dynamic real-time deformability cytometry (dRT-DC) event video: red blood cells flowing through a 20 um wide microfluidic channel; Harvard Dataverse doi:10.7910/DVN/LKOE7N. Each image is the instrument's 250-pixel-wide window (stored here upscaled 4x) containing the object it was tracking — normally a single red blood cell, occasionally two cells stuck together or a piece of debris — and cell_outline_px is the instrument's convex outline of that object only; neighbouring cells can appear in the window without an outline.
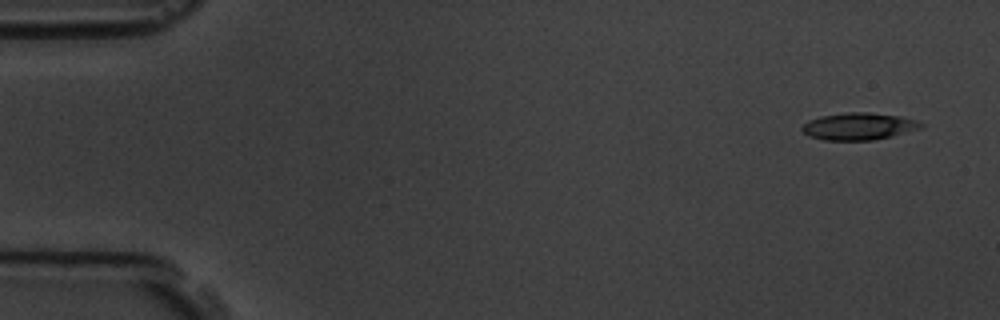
{"species": "common noctule bat (a hibernating species)", "species_latin": "Nyctalus noctula", "temperature_condition": "room temperature", "stored_images_in_passage": 4, "camera_frame_rate_fps": 3000, "um_per_image_px": 0.085, "animal": {"sex": "male", "body_mass_g": 19.5, "forearm_length_mm": 54.6}, "frame": {"image": 1, "passage_image": 1, "time_ms": 0.0, "image_size_px": [1000, 320], "cell_outline_px": [[924, 124], [920, 128], [892, 136], [872, 140], [824, 140], [808, 136], [800, 128], [808, 120], [820, 116], [848, 112], [868, 112], [900, 116], [916, 120]], "centroid_in_image_um": [72.96, 10.73], "position_along_channel_um": 12.0, "area_um2": 18.73}}